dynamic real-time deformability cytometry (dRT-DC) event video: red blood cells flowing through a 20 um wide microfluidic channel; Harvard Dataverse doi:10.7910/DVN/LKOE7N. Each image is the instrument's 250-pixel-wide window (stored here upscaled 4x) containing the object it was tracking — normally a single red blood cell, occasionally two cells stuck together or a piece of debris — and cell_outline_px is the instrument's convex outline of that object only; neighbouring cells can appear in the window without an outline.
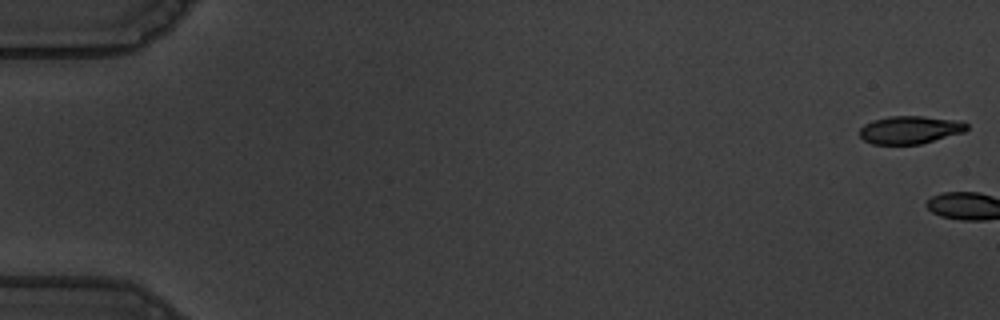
{"species": "common noctule bat (a hibernating species)", "species_latin": "Nyctalus noctula", "temperature_condition": "warm", "stored_images_in_passage": 4, "camera_frame_rate_fps": 3000, "um_per_image_px": 0.085, "animal": {"sex": "male", "body_mass_g": 19.5, "forearm_length_mm": 54.6}, "frame": {"image": 1, "passage_image": 1, "time_ms": 0.0, "image_size_px": [1000, 320], "cell_outline_px": [[968, 128], [964, 132], [920, 144], [872, 144], [864, 140], [860, 136], [860, 128], [864, 124], [872, 120], [888, 116], [920, 116], [960, 120], [968, 124]], "centroid_in_image_um": [77.35, 11.03], "position_along_channel_um": 7.7, "area_um2": 17.46}}